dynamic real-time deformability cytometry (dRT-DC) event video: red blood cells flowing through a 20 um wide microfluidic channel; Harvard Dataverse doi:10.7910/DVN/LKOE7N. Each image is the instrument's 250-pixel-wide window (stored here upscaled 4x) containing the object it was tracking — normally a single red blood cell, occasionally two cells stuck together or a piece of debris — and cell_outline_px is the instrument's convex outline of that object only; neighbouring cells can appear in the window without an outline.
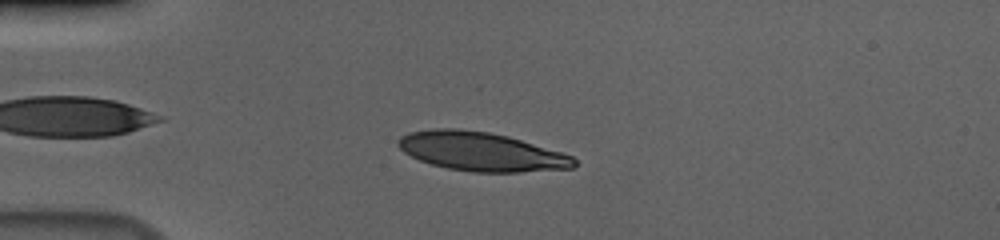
{"species": "human", "species_latin": "Homo sapiens", "temperature_condition": "cold", "stored_images_in_passage": 50, "camera_frame_rate_fps": 3000, "um_per_image_px": 0.085, "donor": {"sex": "male"}, "frame": {"image": 1, "passage_image": 9, "time_ms": 2.667, "image_size_px": [1000, 240], "cell_outline_px": [[576, 164], [572, 168], [520, 172], [472, 172], [448, 168], [432, 164], [420, 160], [404, 152], [396, 144], [396, 140], [400, 136], [408, 132], [432, 128], [456, 128], [488, 132], [508, 136], [560, 152], [572, 156], [576, 160]], "centroid_in_image_um": [40.85, 12.87], "position_along_channel_um": 44.1, "area_um2": 39.71}}
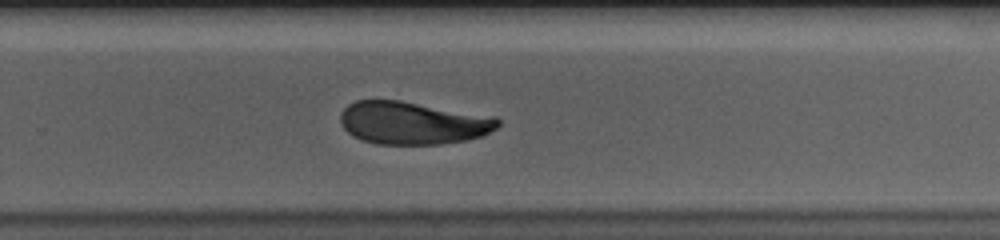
{"frame": {"image": 2, "passage_image": 32, "time_ms": 10.333, "image_size_px": [1000, 240], "cell_outline_px": [[500, 124], [496, 128], [480, 136], [468, 140], [440, 144], [376, 144], [352, 136], [344, 128], [340, 120], [340, 112], [348, 104], [356, 100], [400, 100], [496, 116], [500, 120]], "centroid_in_image_um": [35.09, 10.44], "position_along_channel_um": 294.7, "area_um2": 39.42}}
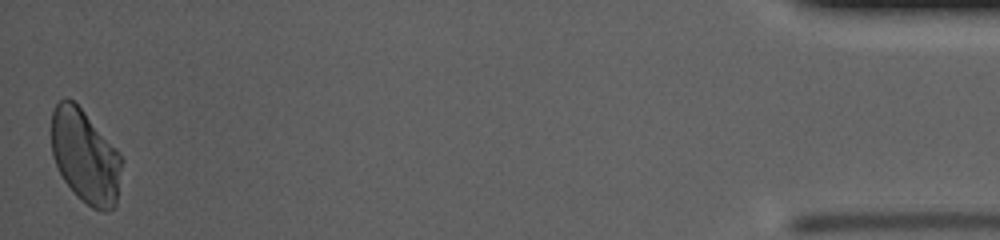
{"frame": {"image": 3, "passage_image": 50, "time_ms": 16.333, "image_size_px": [1000, 240], "cell_outline_px": [[124, 160], [116, 204], [108, 212], [100, 212], [92, 208], [76, 196], [64, 180], [52, 156], [52, 112], [56, 104], [64, 96], [68, 96], [84, 112], [120, 152]], "centroid_in_image_um": [7.27, 13.32], "position_along_channel_um": 427.9, "area_um2": 38.61}, "authors_computed_cell_mechanics": {"area_um2": 39.9398, "velocity_mm_per_s": 3.6561, "shape_relaxation_time_tau1_ms": 6.1057, "shape_relaxation_time_tau2_ms": 1.8543, "deformation_change_tau1": 0.1644, "deformation_change_tau2": 0.059}}